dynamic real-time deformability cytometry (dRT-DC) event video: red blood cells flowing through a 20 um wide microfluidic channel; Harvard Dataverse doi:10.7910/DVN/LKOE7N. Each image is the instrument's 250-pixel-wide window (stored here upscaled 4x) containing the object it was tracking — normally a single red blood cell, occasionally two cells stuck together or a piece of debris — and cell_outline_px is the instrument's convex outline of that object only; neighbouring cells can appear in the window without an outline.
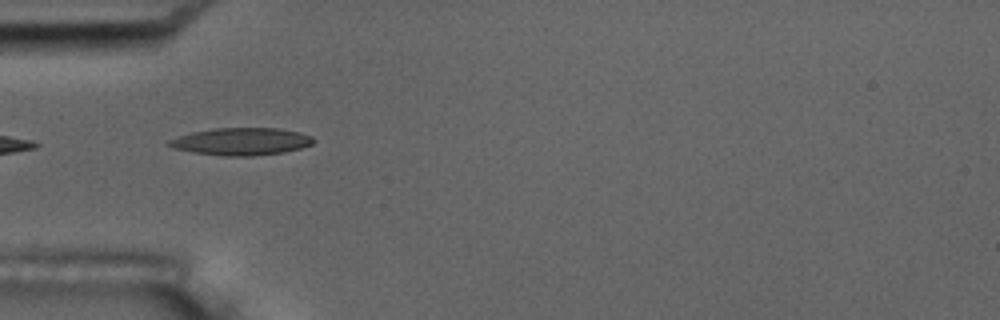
{"species": "common noctule bat (a hibernating species)", "species_latin": "Nyctalus noctula", "temperature_condition": "room temperature", "stored_images_in_passage": 5, "camera_frame_rate_fps": 3000, "um_per_image_px": 0.085, "animal": {"sex": "male", "body_mass_g": 17.5, "forearm_length_mm": 52.3}, "frame": {"image": 1, "passage_image": 1, "time_ms": 0.0, "image_size_px": [1000, 320], "cell_outline_px": [[316, 140], [312, 144], [300, 148], [284, 152], [252, 156], [224, 156], [192, 152], [172, 148], [164, 144], [168, 140], [192, 132], [212, 128], [280, 128], [300, 132], [312, 136]], "centroid_in_image_um": [20.5, 12.02], "position_along_channel_um": 64.5, "area_um2": 23.24}}
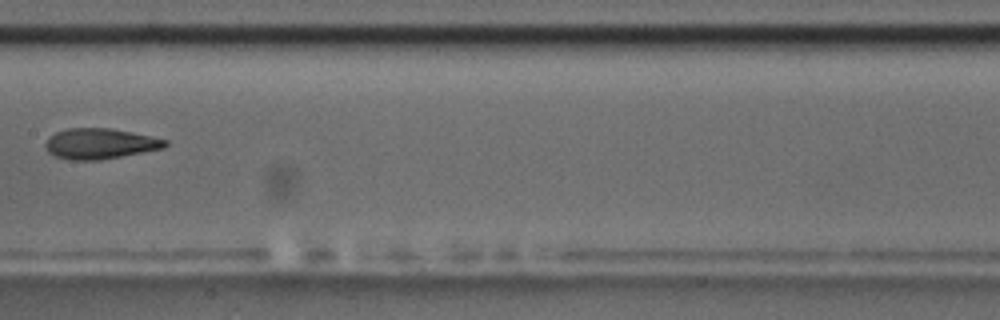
{"frame": {"image": 2, "passage_image": 4, "time_ms": 3.667, "image_size_px": [1000, 320], "cell_outline_px": [[168, 144], [164, 148], [100, 160], [68, 160], [56, 156], [48, 152], [44, 144], [48, 136], [56, 132], [68, 128], [112, 128], [152, 136], [168, 140]], "centroid_in_image_um": [8.49, 12.2], "position_along_channel_um": 198.9, "area_um2": 21.44}}